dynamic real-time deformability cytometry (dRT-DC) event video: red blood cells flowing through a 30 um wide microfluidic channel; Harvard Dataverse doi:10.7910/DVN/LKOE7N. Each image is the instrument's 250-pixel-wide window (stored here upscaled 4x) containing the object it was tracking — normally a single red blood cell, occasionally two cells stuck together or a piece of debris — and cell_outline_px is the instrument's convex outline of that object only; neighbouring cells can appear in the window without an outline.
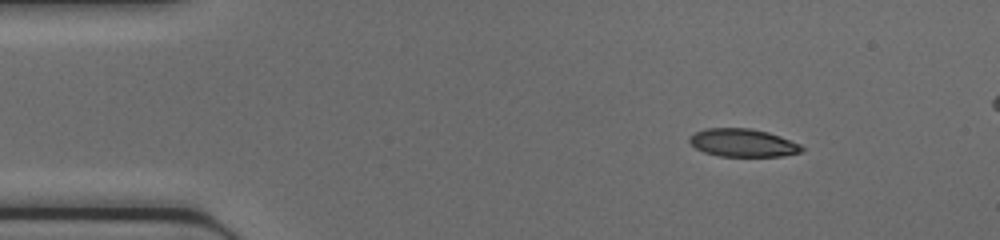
{"species": "common noctule bat (a hibernating species)", "species_latin": "Nyctalus noctula", "temperature_condition": "cold", "stored_images_in_passage": 31, "camera_frame_rate_fps": 3000, "um_per_image_px": 0.085, "animal": {"sex": "female", "body_mass_g": 17.0, "forearm_length_mm": 48.0}, "frame": {"image": 1, "passage_image": 5, "time_ms": 1.333, "image_size_px": [1000, 240], "cell_outline_px": [[804, 152], [784, 156], [720, 156], [704, 152], [696, 148], [688, 140], [688, 136], [704, 128], [752, 128], [768, 132], [780, 136], [800, 144], [804, 148]], "centroid_in_image_um": [63.16, 12.14], "position_along_channel_um": 21.8, "area_um2": 18.44}}
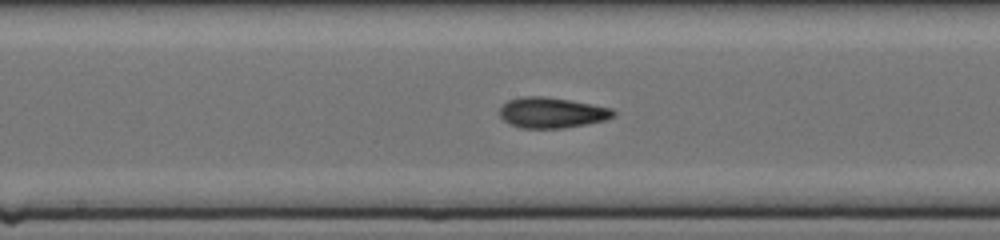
{"frame": {"image": 2, "passage_image": 22, "time_ms": 7.0, "image_size_px": [1000, 240], "cell_outline_px": [[616, 116], [608, 120], [564, 128], [520, 128], [504, 120], [500, 116], [500, 108], [508, 100], [524, 96], [544, 96], [592, 104], [612, 108], [616, 112]], "centroid_in_image_um": [46.95, 9.58], "position_along_channel_um": 201.2, "area_um2": 20.29}}
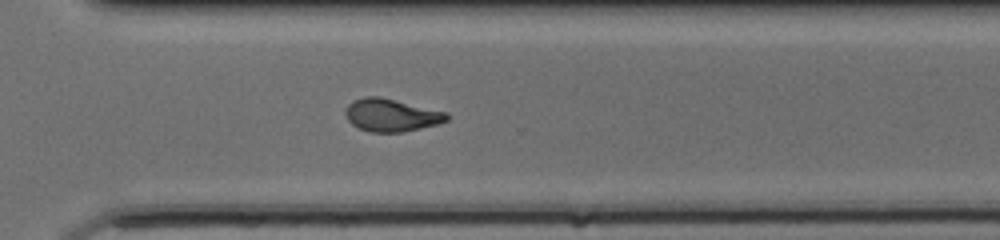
{"frame": {"image": 3, "passage_image": 31, "time_ms": 10.0, "image_size_px": [1000, 240], "cell_outline_px": [[448, 120], [440, 124], [404, 132], [368, 132], [352, 124], [348, 120], [344, 112], [348, 104], [352, 100], [364, 96], [380, 96], [448, 112]], "centroid_in_image_um": [33.27, 9.78], "position_along_channel_um": 337.3, "area_um2": 19.59}}